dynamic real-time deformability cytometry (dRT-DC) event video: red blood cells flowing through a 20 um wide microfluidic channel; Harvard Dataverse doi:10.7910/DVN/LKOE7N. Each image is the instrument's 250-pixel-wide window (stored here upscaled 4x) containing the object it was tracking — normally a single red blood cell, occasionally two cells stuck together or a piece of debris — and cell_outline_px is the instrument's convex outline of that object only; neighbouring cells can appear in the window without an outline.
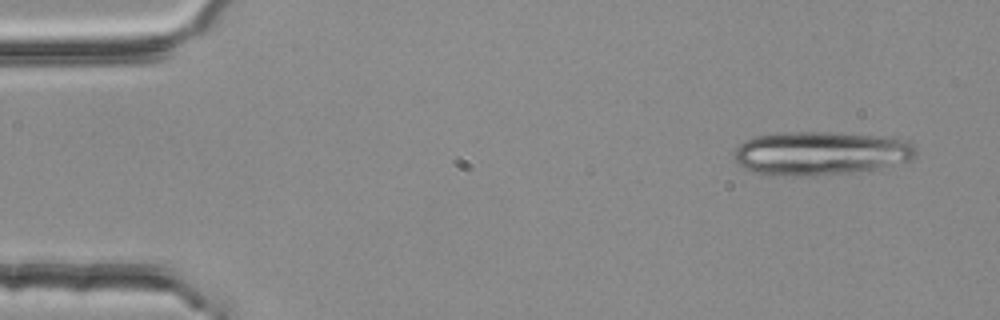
{"species": "common noctule bat (a hibernating species)", "species_latin": "Nyctalus noctula", "temperature_condition": "room temperature", "stored_images_in_passage": 4, "camera_frame_rate_fps": 3000, "um_per_image_px": 0.085, "animal": {"sex": "female", "body_mass_g": 25.1}, "frame": {"image": 1, "passage_image": 1, "time_ms": 0.0, "image_size_px": [1000, 320], "cell_outline_px": [[916, 156], [908, 160], [880, 168], [848, 172], [812, 176], [800, 176], [752, 172], [744, 168], [736, 160], [732, 152], [744, 140], [752, 136], [776, 132], [832, 132], [884, 136], [908, 140], [916, 148]], "centroid_in_image_um": [69.73, 13.0], "position_along_channel_um": 15.3, "area_um2": 46.41}}